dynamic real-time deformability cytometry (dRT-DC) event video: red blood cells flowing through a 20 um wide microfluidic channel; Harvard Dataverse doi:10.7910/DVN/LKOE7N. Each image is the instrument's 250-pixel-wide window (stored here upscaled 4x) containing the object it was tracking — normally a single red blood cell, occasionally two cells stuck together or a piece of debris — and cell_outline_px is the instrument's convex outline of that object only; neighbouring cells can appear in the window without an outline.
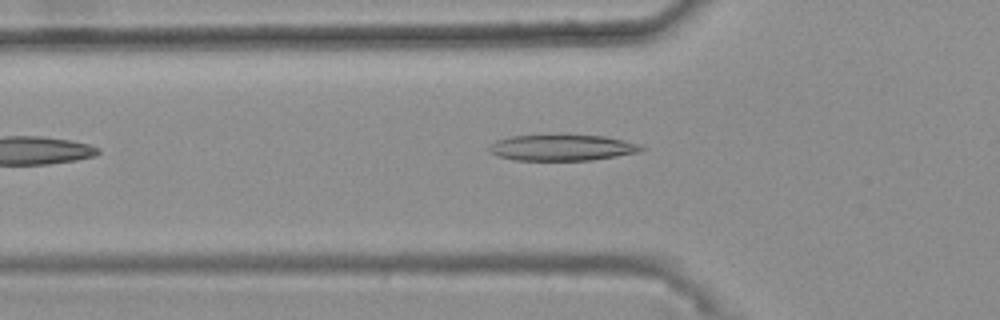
{"species": "common noctule bat (a hibernating species)", "species_latin": "Nyctalus noctula", "temperature_condition": "warm", "stored_images_in_passage": 10, "camera_frame_rate_fps": 3000, "um_per_image_px": 0.085, "animal": {"sex": "female", "body_mass_g": 25.1}, "frame": {"image": 1, "passage_image": 2, "time_ms": 0.333, "image_size_px": [1000, 320], "cell_outline_px": [[648, 148], [636, 152], [616, 156], [592, 160], [516, 160], [496, 156], [488, 152], [488, 148], [496, 140], [512, 136], [560, 132], [604, 136], [624, 140], [640, 144]], "centroid_in_image_um": [47.75, 12.5], "position_along_channel_um": 78.0, "area_um2": 24.1}}